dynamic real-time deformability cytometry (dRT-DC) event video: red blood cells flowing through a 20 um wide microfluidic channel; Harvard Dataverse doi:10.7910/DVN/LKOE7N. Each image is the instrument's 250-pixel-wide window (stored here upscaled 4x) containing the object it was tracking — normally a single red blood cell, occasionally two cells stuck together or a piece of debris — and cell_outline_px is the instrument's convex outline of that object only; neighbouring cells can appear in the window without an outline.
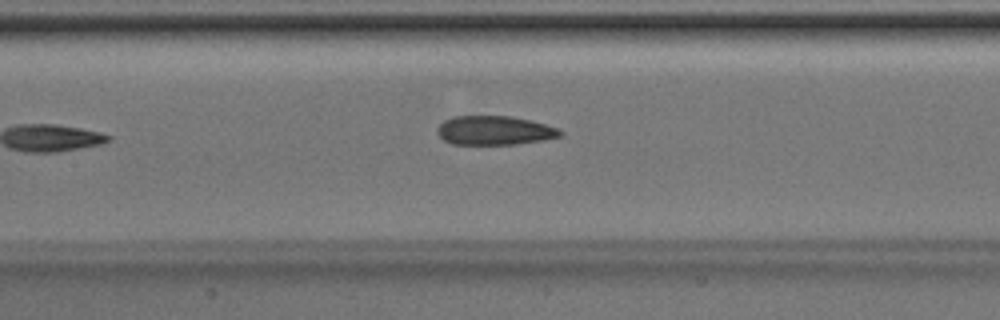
{"species": "Egyptian fruit bat (a non-hibernating species)", "species_latin": "Rousettus aegyptiacus", "temperature_condition": "room temperature", "stored_images_in_passage": 7, "camera_frame_rate_fps": 3000, "um_per_image_px": 0.085, "animal": {"sex": "male"}, "frame": {"image": 1, "passage_image": 7, "time_ms": 2.0, "image_size_px": [1000, 320], "cell_outline_px": [[564, 136], [544, 140], [512, 144], [452, 144], [444, 140], [436, 132], [440, 124], [444, 120], [456, 116], [512, 116], [560, 128], [564, 132]], "centroid_in_image_um": [42.07, 11.09], "position_along_channel_um": 165.3, "area_um2": 20.81}}